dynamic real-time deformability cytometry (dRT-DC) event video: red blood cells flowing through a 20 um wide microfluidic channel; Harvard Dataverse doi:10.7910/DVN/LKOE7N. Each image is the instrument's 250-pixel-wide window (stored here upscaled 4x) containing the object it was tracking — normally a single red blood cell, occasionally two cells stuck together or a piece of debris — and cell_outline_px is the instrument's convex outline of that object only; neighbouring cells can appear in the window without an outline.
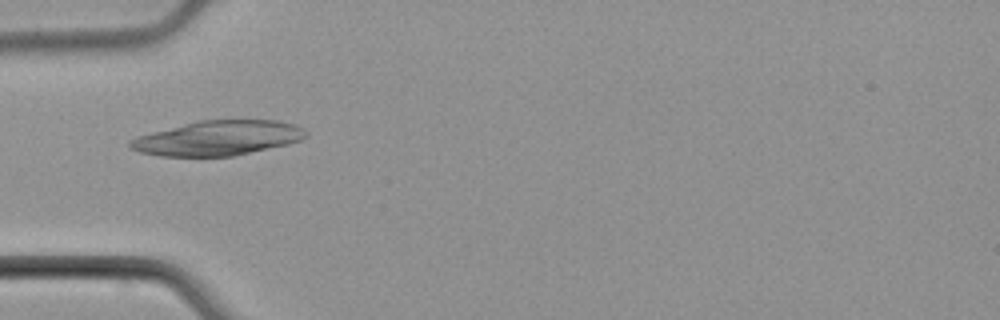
{"species": "common noctule bat (a hibernating species)", "species_latin": "Nyctalus noctula", "temperature_condition": "cold", "stored_images_in_passage": 5, "camera_frame_rate_fps": 3000, "um_per_image_px": 0.085, "animal": {"sex": "male", "body_mass_g": 21.5, "forearm_length_mm": 52.0}, "frame": {"image": 1, "passage_image": 3, "time_ms": 2.667, "image_size_px": [1000, 320], "cell_outline_px": [[308, 136], [300, 140], [288, 144], [232, 156], [160, 156], [140, 152], [132, 148], [128, 144], [128, 140], [136, 136], [200, 120], [280, 120], [296, 124], [304, 128], [308, 132]], "centroid_in_image_um": [18.56, 11.73], "position_along_channel_um": 66.4, "area_um2": 35.6}}
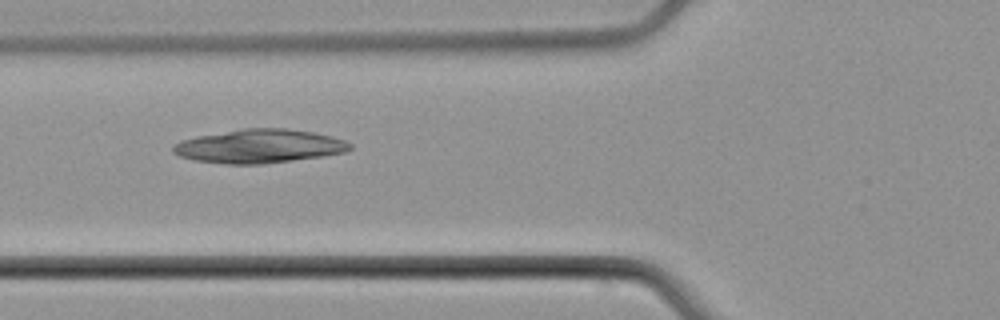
{"frame": {"image": 2, "passage_image": 4, "time_ms": 3.667, "image_size_px": [1000, 320], "cell_outline_px": [[352, 148], [344, 152], [324, 156], [264, 164], [228, 164], [192, 160], [180, 156], [172, 152], [172, 144], [180, 140], [196, 136], [244, 128], [284, 128], [312, 132], [332, 136], [344, 140], [352, 144]], "centroid_in_image_um": [22.01, 12.43], "position_along_channel_um": 103.8, "area_um2": 34.91}}
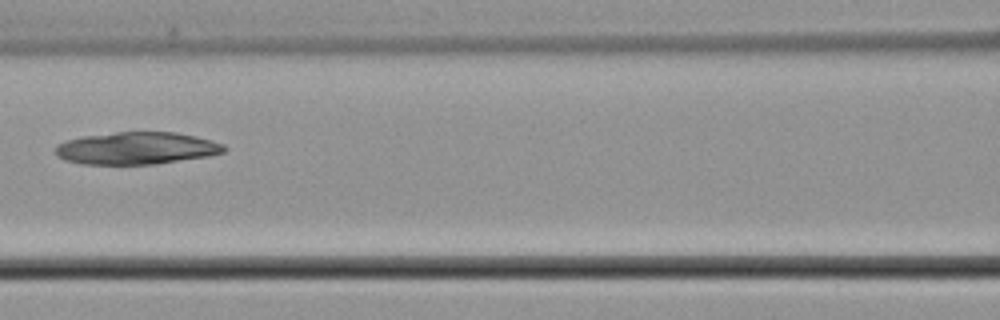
{"frame": {"image": 3, "passage_image": 5, "time_ms": 5.0, "image_size_px": [1000, 320], "cell_outline_px": [[228, 148], [224, 152], [208, 156], [156, 164], [80, 164], [64, 160], [56, 156], [56, 148], [60, 144], [68, 140], [84, 136], [116, 132], [176, 132], [196, 136], [212, 140], [224, 144]], "centroid_in_image_um": [11.65, 12.6], "position_along_channel_um": 155.0, "area_um2": 31.73}}